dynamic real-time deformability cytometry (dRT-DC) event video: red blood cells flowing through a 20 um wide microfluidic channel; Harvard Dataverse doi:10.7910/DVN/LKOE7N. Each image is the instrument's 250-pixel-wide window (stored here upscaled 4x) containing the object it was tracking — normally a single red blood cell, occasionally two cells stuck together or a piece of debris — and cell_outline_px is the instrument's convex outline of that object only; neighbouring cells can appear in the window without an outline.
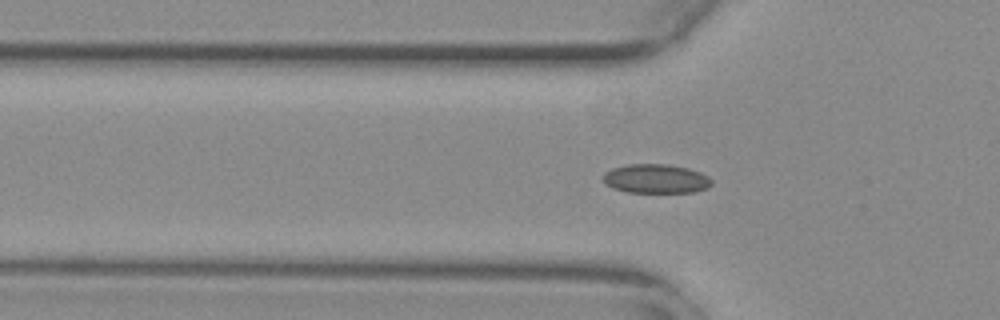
{"species": "common noctule bat (a hibernating species)", "species_latin": "Nyctalus noctula", "temperature_condition": "warm", "stored_images_in_passage": 37, "camera_frame_rate_fps": 3000, "um_per_image_px": 0.085, "animal": {"sex": "female", "body_mass_g": 29.2, "forearm_length_mm": 56.3}, "frame": {"image": 1, "passage_image": 6, "time_ms": 1.667, "image_size_px": [1000, 320], "cell_outline_px": [[712, 184], [708, 188], [692, 192], [628, 192], [612, 188], [604, 184], [604, 172], [612, 168], [628, 164], [664, 164], [688, 168], [700, 172], [708, 176], [712, 180]], "centroid_in_image_um": [55.75, 15.19], "position_along_channel_um": 70.1, "area_um2": 18.44}}
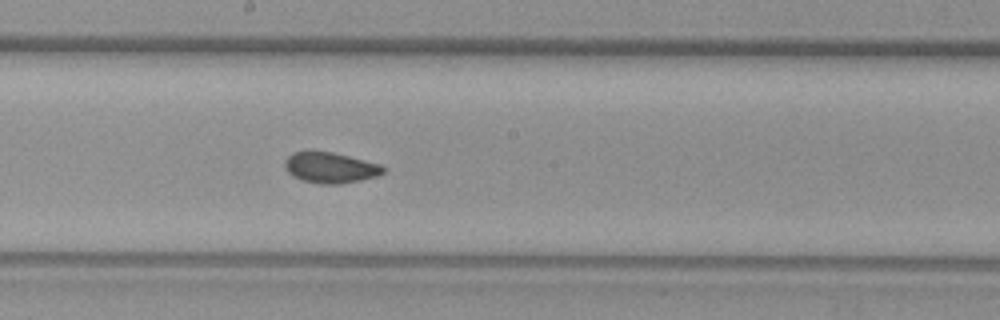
{"frame": {"image": 2, "passage_image": 18, "time_ms": 5.667, "image_size_px": [1000, 320], "cell_outline_px": [[388, 168], [380, 176], [340, 184], [320, 184], [300, 180], [292, 176], [284, 168], [284, 160], [292, 152], [332, 152], [380, 164]], "centroid_in_image_um": [28.09, 14.27], "position_along_channel_um": 220.1, "area_um2": 17.74}}
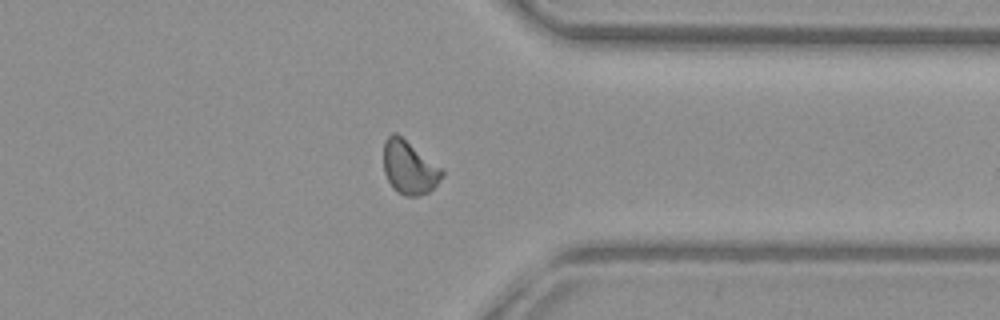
{"frame": {"image": 3, "passage_image": 31, "time_ms": 10.0, "image_size_px": [1000, 320], "cell_outline_px": [[444, 176], [428, 192], [416, 196], [404, 196], [396, 192], [392, 188], [384, 172], [384, 140], [392, 132], [396, 132], [440, 168], [444, 172]], "centroid_in_image_um": [34.74, 14.25], "position_along_channel_um": 376.7, "area_um2": 17.92}}